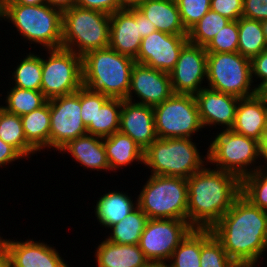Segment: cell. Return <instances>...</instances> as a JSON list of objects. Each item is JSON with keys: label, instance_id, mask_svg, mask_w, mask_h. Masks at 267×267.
Wrapping results in <instances>:
<instances>
[{"label": "cell", "instance_id": "1", "mask_svg": "<svg viewBox=\"0 0 267 267\" xmlns=\"http://www.w3.org/2000/svg\"><path fill=\"white\" fill-rule=\"evenodd\" d=\"M211 231L239 267H256L267 251V211L254 206L242 194Z\"/></svg>", "mask_w": 267, "mask_h": 267}, {"label": "cell", "instance_id": "2", "mask_svg": "<svg viewBox=\"0 0 267 267\" xmlns=\"http://www.w3.org/2000/svg\"><path fill=\"white\" fill-rule=\"evenodd\" d=\"M187 183V221L193 228L211 229L241 194V180L215 167L204 166Z\"/></svg>", "mask_w": 267, "mask_h": 267}, {"label": "cell", "instance_id": "3", "mask_svg": "<svg viewBox=\"0 0 267 267\" xmlns=\"http://www.w3.org/2000/svg\"><path fill=\"white\" fill-rule=\"evenodd\" d=\"M135 63L132 57L110 47L89 51L82 57L83 86L125 100Z\"/></svg>", "mask_w": 267, "mask_h": 267}, {"label": "cell", "instance_id": "4", "mask_svg": "<svg viewBox=\"0 0 267 267\" xmlns=\"http://www.w3.org/2000/svg\"><path fill=\"white\" fill-rule=\"evenodd\" d=\"M2 18V19H1ZM12 24L32 44L47 49L62 48V11L41 5L0 4V20Z\"/></svg>", "mask_w": 267, "mask_h": 267}, {"label": "cell", "instance_id": "5", "mask_svg": "<svg viewBox=\"0 0 267 267\" xmlns=\"http://www.w3.org/2000/svg\"><path fill=\"white\" fill-rule=\"evenodd\" d=\"M192 138H157L144 150V163L151 175L183 177L188 179L209 165L207 154L200 155ZM206 163V164H205Z\"/></svg>", "mask_w": 267, "mask_h": 267}, {"label": "cell", "instance_id": "6", "mask_svg": "<svg viewBox=\"0 0 267 267\" xmlns=\"http://www.w3.org/2000/svg\"><path fill=\"white\" fill-rule=\"evenodd\" d=\"M110 14L73 6L62 11V48L80 56L109 47Z\"/></svg>", "mask_w": 267, "mask_h": 267}, {"label": "cell", "instance_id": "7", "mask_svg": "<svg viewBox=\"0 0 267 267\" xmlns=\"http://www.w3.org/2000/svg\"><path fill=\"white\" fill-rule=\"evenodd\" d=\"M188 183L183 177L150 175L138 195V207L149 219L187 221Z\"/></svg>", "mask_w": 267, "mask_h": 267}, {"label": "cell", "instance_id": "8", "mask_svg": "<svg viewBox=\"0 0 267 267\" xmlns=\"http://www.w3.org/2000/svg\"><path fill=\"white\" fill-rule=\"evenodd\" d=\"M207 150L211 165L236 175L240 180L265 167L261 164L254 166L257 160H261L259 142L231 129L217 133Z\"/></svg>", "mask_w": 267, "mask_h": 267}, {"label": "cell", "instance_id": "9", "mask_svg": "<svg viewBox=\"0 0 267 267\" xmlns=\"http://www.w3.org/2000/svg\"><path fill=\"white\" fill-rule=\"evenodd\" d=\"M206 80V87L239 99L256 94L251 60L239 52L207 53Z\"/></svg>", "mask_w": 267, "mask_h": 267}, {"label": "cell", "instance_id": "10", "mask_svg": "<svg viewBox=\"0 0 267 267\" xmlns=\"http://www.w3.org/2000/svg\"><path fill=\"white\" fill-rule=\"evenodd\" d=\"M42 58L41 92L49 100L77 92L83 86L82 56L65 49H47Z\"/></svg>", "mask_w": 267, "mask_h": 267}, {"label": "cell", "instance_id": "11", "mask_svg": "<svg viewBox=\"0 0 267 267\" xmlns=\"http://www.w3.org/2000/svg\"><path fill=\"white\" fill-rule=\"evenodd\" d=\"M153 109L157 138H191L204 128L194 95L173 94Z\"/></svg>", "mask_w": 267, "mask_h": 267}, {"label": "cell", "instance_id": "12", "mask_svg": "<svg viewBox=\"0 0 267 267\" xmlns=\"http://www.w3.org/2000/svg\"><path fill=\"white\" fill-rule=\"evenodd\" d=\"M192 229L186 220L148 219L138 245L149 262H168Z\"/></svg>", "mask_w": 267, "mask_h": 267}, {"label": "cell", "instance_id": "13", "mask_svg": "<svg viewBox=\"0 0 267 267\" xmlns=\"http://www.w3.org/2000/svg\"><path fill=\"white\" fill-rule=\"evenodd\" d=\"M49 149L56 151L69 141L87 134L81 117V88L72 94L51 98Z\"/></svg>", "mask_w": 267, "mask_h": 267}, {"label": "cell", "instance_id": "14", "mask_svg": "<svg viewBox=\"0 0 267 267\" xmlns=\"http://www.w3.org/2000/svg\"><path fill=\"white\" fill-rule=\"evenodd\" d=\"M188 42V35H171L156 30L142 38L135 62L170 73Z\"/></svg>", "mask_w": 267, "mask_h": 267}, {"label": "cell", "instance_id": "15", "mask_svg": "<svg viewBox=\"0 0 267 267\" xmlns=\"http://www.w3.org/2000/svg\"><path fill=\"white\" fill-rule=\"evenodd\" d=\"M207 52L205 47L187 43L169 73L174 94L195 95L206 86Z\"/></svg>", "mask_w": 267, "mask_h": 267}, {"label": "cell", "instance_id": "16", "mask_svg": "<svg viewBox=\"0 0 267 267\" xmlns=\"http://www.w3.org/2000/svg\"><path fill=\"white\" fill-rule=\"evenodd\" d=\"M133 94L138 100L133 99ZM174 94L170 74L135 63L126 100L154 107ZM137 95V96H136Z\"/></svg>", "mask_w": 267, "mask_h": 267}, {"label": "cell", "instance_id": "17", "mask_svg": "<svg viewBox=\"0 0 267 267\" xmlns=\"http://www.w3.org/2000/svg\"><path fill=\"white\" fill-rule=\"evenodd\" d=\"M194 96L204 128H216L219 125L228 130L233 127L239 98L208 87L202 88Z\"/></svg>", "mask_w": 267, "mask_h": 267}, {"label": "cell", "instance_id": "18", "mask_svg": "<svg viewBox=\"0 0 267 267\" xmlns=\"http://www.w3.org/2000/svg\"><path fill=\"white\" fill-rule=\"evenodd\" d=\"M141 40L137 8L121 9L110 15V48L135 59L140 50Z\"/></svg>", "mask_w": 267, "mask_h": 267}, {"label": "cell", "instance_id": "19", "mask_svg": "<svg viewBox=\"0 0 267 267\" xmlns=\"http://www.w3.org/2000/svg\"><path fill=\"white\" fill-rule=\"evenodd\" d=\"M119 131L146 150L157 139L153 107L123 100Z\"/></svg>", "mask_w": 267, "mask_h": 267}, {"label": "cell", "instance_id": "20", "mask_svg": "<svg viewBox=\"0 0 267 267\" xmlns=\"http://www.w3.org/2000/svg\"><path fill=\"white\" fill-rule=\"evenodd\" d=\"M11 267H69L60 253L47 243L33 239L6 241Z\"/></svg>", "mask_w": 267, "mask_h": 267}, {"label": "cell", "instance_id": "21", "mask_svg": "<svg viewBox=\"0 0 267 267\" xmlns=\"http://www.w3.org/2000/svg\"><path fill=\"white\" fill-rule=\"evenodd\" d=\"M267 121V104L256 94L239 99L231 130L260 141Z\"/></svg>", "mask_w": 267, "mask_h": 267}, {"label": "cell", "instance_id": "22", "mask_svg": "<svg viewBox=\"0 0 267 267\" xmlns=\"http://www.w3.org/2000/svg\"><path fill=\"white\" fill-rule=\"evenodd\" d=\"M59 152L70 153L75 161L87 169L110 171L102 137L90 134L80 136L69 141Z\"/></svg>", "mask_w": 267, "mask_h": 267}, {"label": "cell", "instance_id": "23", "mask_svg": "<svg viewBox=\"0 0 267 267\" xmlns=\"http://www.w3.org/2000/svg\"><path fill=\"white\" fill-rule=\"evenodd\" d=\"M137 9L158 31L171 35H188L175 0H144Z\"/></svg>", "mask_w": 267, "mask_h": 267}, {"label": "cell", "instance_id": "24", "mask_svg": "<svg viewBox=\"0 0 267 267\" xmlns=\"http://www.w3.org/2000/svg\"><path fill=\"white\" fill-rule=\"evenodd\" d=\"M95 252L98 267H144L149 261L139 245L116 244L105 238Z\"/></svg>", "mask_w": 267, "mask_h": 267}, {"label": "cell", "instance_id": "25", "mask_svg": "<svg viewBox=\"0 0 267 267\" xmlns=\"http://www.w3.org/2000/svg\"><path fill=\"white\" fill-rule=\"evenodd\" d=\"M110 171L116 172L133 162L144 163V150L128 135L117 131L103 138Z\"/></svg>", "mask_w": 267, "mask_h": 267}, {"label": "cell", "instance_id": "26", "mask_svg": "<svg viewBox=\"0 0 267 267\" xmlns=\"http://www.w3.org/2000/svg\"><path fill=\"white\" fill-rule=\"evenodd\" d=\"M128 196V193L118 191H109L101 195L95 206V216L102 226L110 228L116 223L122 221L138 204L137 200ZM136 202V203H135Z\"/></svg>", "mask_w": 267, "mask_h": 267}, {"label": "cell", "instance_id": "27", "mask_svg": "<svg viewBox=\"0 0 267 267\" xmlns=\"http://www.w3.org/2000/svg\"><path fill=\"white\" fill-rule=\"evenodd\" d=\"M27 141L39 152L49 149L50 107L49 101L38 109L20 116Z\"/></svg>", "mask_w": 267, "mask_h": 267}, {"label": "cell", "instance_id": "28", "mask_svg": "<svg viewBox=\"0 0 267 267\" xmlns=\"http://www.w3.org/2000/svg\"><path fill=\"white\" fill-rule=\"evenodd\" d=\"M148 219L137 206L122 221L109 228L111 233L106 239L116 244L137 245Z\"/></svg>", "mask_w": 267, "mask_h": 267}, {"label": "cell", "instance_id": "29", "mask_svg": "<svg viewBox=\"0 0 267 267\" xmlns=\"http://www.w3.org/2000/svg\"><path fill=\"white\" fill-rule=\"evenodd\" d=\"M238 52L252 60L267 48L263 28L259 20L240 17L238 19Z\"/></svg>", "mask_w": 267, "mask_h": 267}, {"label": "cell", "instance_id": "30", "mask_svg": "<svg viewBox=\"0 0 267 267\" xmlns=\"http://www.w3.org/2000/svg\"><path fill=\"white\" fill-rule=\"evenodd\" d=\"M0 139L13 146L23 157L38 153L27 141L19 115L6 112L0 107Z\"/></svg>", "mask_w": 267, "mask_h": 267}, {"label": "cell", "instance_id": "31", "mask_svg": "<svg viewBox=\"0 0 267 267\" xmlns=\"http://www.w3.org/2000/svg\"><path fill=\"white\" fill-rule=\"evenodd\" d=\"M122 102L123 99L120 98H109L97 109L95 124L86 127L87 134L104 138L119 131Z\"/></svg>", "mask_w": 267, "mask_h": 267}, {"label": "cell", "instance_id": "32", "mask_svg": "<svg viewBox=\"0 0 267 267\" xmlns=\"http://www.w3.org/2000/svg\"><path fill=\"white\" fill-rule=\"evenodd\" d=\"M7 91L5 106H0L6 112L23 116L43 106L48 99L41 91L10 87Z\"/></svg>", "mask_w": 267, "mask_h": 267}, {"label": "cell", "instance_id": "33", "mask_svg": "<svg viewBox=\"0 0 267 267\" xmlns=\"http://www.w3.org/2000/svg\"><path fill=\"white\" fill-rule=\"evenodd\" d=\"M15 71L12 73L14 87L30 89L35 91L41 90L42 82V55H35L29 52L24 59L20 60Z\"/></svg>", "mask_w": 267, "mask_h": 267}, {"label": "cell", "instance_id": "34", "mask_svg": "<svg viewBox=\"0 0 267 267\" xmlns=\"http://www.w3.org/2000/svg\"><path fill=\"white\" fill-rule=\"evenodd\" d=\"M201 229L193 228L168 261L170 267H200Z\"/></svg>", "mask_w": 267, "mask_h": 267}, {"label": "cell", "instance_id": "35", "mask_svg": "<svg viewBox=\"0 0 267 267\" xmlns=\"http://www.w3.org/2000/svg\"><path fill=\"white\" fill-rule=\"evenodd\" d=\"M200 267H239L228 256L211 229H201Z\"/></svg>", "mask_w": 267, "mask_h": 267}, {"label": "cell", "instance_id": "36", "mask_svg": "<svg viewBox=\"0 0 267 267\" xmlns=\"http://www.w3.org/2000/svg\"><path fill=\"white\" fill-rule=\"evenodd\" d=\"M231 20L211 9L188 31L191 44L206 47Z\"/></svg>", "mask_w": 267, "mask_h": 267}, {"label": "cell", "instance_id": "37", "mask_svg": "<svg viewBox=\"0 0 267 267\" xmlns=\"http://www.w3.org/2000/svg\"><path fill=\"white\" fill-rule=\"evenodd\" d=\"M241 194L254 206L267 211V167L259 169L241 180Z\"/></svg>", "mask_w": 267, "mask_h": 267}, {"label": "cell", "instance_id": "38", "mask_svg": "<svg viewBox=\"0 0 267 267\" xmlns=\"http://www.w3.org/2000/svg\"><path fill=\"white\" fill-rule=\"evenodd\" d=\"M238 20L230 21L205 47L207 53L238 52Z\"/></svg>", "mask_w": 267, "mask_h": 267}, {"label": "cell", "instance_id": "39", "mask_svg": "<svg viewBox=\"0 0 267 267\" xmlns=\"http://www.w3.org/2000/svg\"><path fill=\"white\" fill-rule=\"evenodd\" d=\"M182 23L189 31L209 10L211 0H175Z\"/></svg>", "mask_w": 267, "mask_h": 267}, {"label": "cell", "instance_id": "40", "mask_svg": "<svg viewBox=\"0 0 267 267\" xmlns=\"http://www.w3.org/2000/svg\"><path fill=\"white\" fill-rule=\"evenodd\" d=\"M108 99L109 97L102 93L81 87V117L85 127L95 124L97 109H100Z\"/></svg>", "mask_w": 267, "mask_h": 267}, {"label": "cell", "instance_id": "41", "mask_svg": "<svg viewBox=\"0 0 267 267\" xmlns=\"http://www.w3.org/2000/svg\"><path fill=\"white\" fill-rule=\"evenodd\" d=\"M210 9L231 21L242 17L243 0H211Z\"/></svg>", "mask_w": 267, "mask_h": 267}, {"label": "cell", "instance_id": "42", "mask_svg": "<svg viewBox=\"0 0 267 267\" xmlns=\"http://www.w3.org/2000/svg\"><path fill=\"white\" fill-rule=\"evenodd\" d=\"M242 17L259 21L267 19V0H243Z\"/></svg>", "mask_w": 267, "mask_h": 267}, {"label": "cell", "instance_id": "43", "mask_svg": "<svg viewBox=\"0 0 267 267\" xmlns=\"http://www.w3.org/2000/svg\"><path fill=\"white\" fill-rule=\"evenodd\" d=\"M76 6L110 15L122 9L119 0H76Z\"/></svg>", "mask_w": 267, "mask_h": 267}, {"label": "cell", "instance_id": "44", "mask_svg": "<svg viewBox=\"0 0 267 267\" xmlns=\"http://www.w3.org/2000/svg\"><path fill=\"white\" fill-rule=\"evenodd\" d=\"M252 81L255 79L260 80L259 84H255L257 88L263 81L267 80V48L259 55L251 60Z\"/></svg>", "mask_w": 267, "mask_h": 267}, {"label": "cell", "instance_id": "45", "mask_svg": "<svg viewBox=\"0 0 267 267\" xmlns=\"http://www.w3.org/2000/svg\"><path fill=\"white\" fill-rule=\"evenodd\" d=\"M24 157L10 144L0 139V167L11 164V162Z\"/></svg>", "mask_w": 267, "mask_h": 267}, {"label": "cell", "instance_id": "46", "mask_svg": "<svg viewBox=\"0 0 267 267\" xmlns=\"http://www.w3.org/2000/svg\"><path fill=\"white\" fill-rule=\"evenodd\" d=\"M139 29L142 38L147 37L149 34L157 30L155 25L152 22H150V20L147 17H145L140 11H139Z\"/></svg>", "mask_w": 267, "mask_h": 267}, {"label": "cell", "instance_id": "47", "mask_svg": "<svg viewBox=\"0 0 267 267\" xmlns=\"http://www.w3.org/2000/svg\"><path fill=\"white\" fill-rule=\"evenodd\" d=\"M47 3L54 8H58L61 11L76 6V0H47Z\"/></svg>", "mask_w": 267, "mask_h": 267}, {"label": "cell", "instance_id": "48", "mask_svg": "<svg viewBox=\"0 0 267 267\" xmlns=\"http://www.w3.org/2000/svg\"><path fill=\"white\" fill-rule=\"evenodd\" d=\"M259 151L261 158H264L263 160H265V167H267V121L266 125L264 126L261 139L259 141Z\"/></svg>", "mask_w": 267, "mask_h": 267}, {"label": "cell", "instance_id": "49", "mask_svg": "<svg viewBox=\"0 0 267 267\" xmlns=\"http://www.w3.org/2000/svg\"><path fill=\"white\" fill-rule=\"evenodd\" d=\"M46 3L47 0H3L0 4L41 5Z\"/></svg>", "mask_w": 267, "mask_h": 267}, {"label": "cell", "instance_id": "50", "mask_svg": "<svg viewBox=\"0 0 267 267\" xmlns=\"http://www.w3.org/2000/svg\"><path fill=\"white\" fill-rule=\"evenodd\" d=\"M256 95L267 104V80L256 88Z\"/></svg>", "mask_w": 267, "mask_h": 267}, {"label": "cell", "instance_id": "51", "mask_svg": "<svg viewBox=\"0 0 267 267\" xmlns=\"http://www.w3.org/2000/svg\"><path fill=\"white\" fill-rule=\"evenodd\" d=\"M144 0H119L122 9L137 8Z\"/></svg>", "mask_w": 267, "mask_h": 267}, {"label": "cell", "instance_id": "52", "mask_svg": "<svg viewBox=\"0 0 267 267\" xmlns=\"http://www.w3.org/2000/svg\"><path fill=\"white\" fill-rule=\"evenodd\" d=\"M0 267H11V261L7 251L0 254Z\"/></svg>", "mask_w": 267, "mask_h": 267}, {"label": "cell", "instance_id": "53", "mask_svg": "<svg viewBox=\"0 0 267 267\" xmlns=\"http://www.w3.org/2000/svg\"><path fill=\"white\" fill-rule=\"evenodd\" d=\"M144 267H170L166 262H148Z\"/></svg>", "mask_w": 267, "mask_h": 267}, {"label": "cell", "instance_id": "54", "mask_svg": "<svg viewBox=\"0 0 267 267\" xmlns=\"http://www.w3.org/2000/svg\"><path fill=\"white\" fill-rule=\"evenodd\" d=\"M6 241L7 239L1 238L0 236V254L6 251Z\"/></svg>", "mask_w": 267, "mask_h": 267}, {"label": "cell", "instance_id": "55", "mask_svg": "<svg viewBox=\"0 0 267 267\" xmlns=\"http://www.w3.org/2000/svg\"><path fill=\"white\" fill-rule=\"evenodd\" d=\"M261 22L262 28H263V32H264V37L267 43V19H264Z\"/></svg>", "mask_w": 267, "mask_h": 267}]
</instances>
